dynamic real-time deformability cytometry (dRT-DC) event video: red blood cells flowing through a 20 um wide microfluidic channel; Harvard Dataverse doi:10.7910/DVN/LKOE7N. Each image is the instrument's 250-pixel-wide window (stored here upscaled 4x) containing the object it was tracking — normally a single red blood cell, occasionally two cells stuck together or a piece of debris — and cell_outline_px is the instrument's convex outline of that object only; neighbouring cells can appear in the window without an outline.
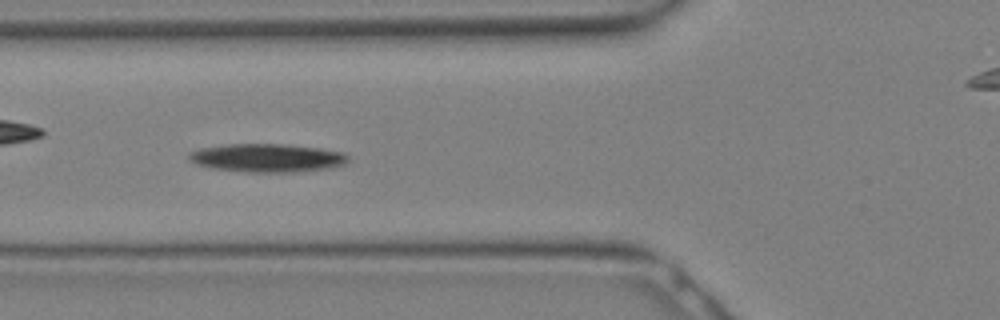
{"species": "Egyptian fruit bat (a non-hibernating species)", "species_latin": "Rousettus aegyptiacus", "temperature_condition": "warm", "stored_images_in_passage": 19, "camera_frame_rate_fps": 3000, "um_per_image_px": 0.085, "animal": {"sex": "female"}, "frame": {"image": 1, "passage_image": 10, "time_ms": 3.0, "image_size_px": [1000, 320], "cell_outline_px": [[348, 160], [344, 164], [328, 168], [300, 172], [244, 172], [212, 168], [196, 164], [188, 160], [188, 152], [200, 148], [228, 144], [288, 144], [320, 148], [344, 152], [348, 156]], "centroid_in_image_um": [22.69, 13.42], "position_along_channel_um": 103.1, "area_um2": 26.53}}
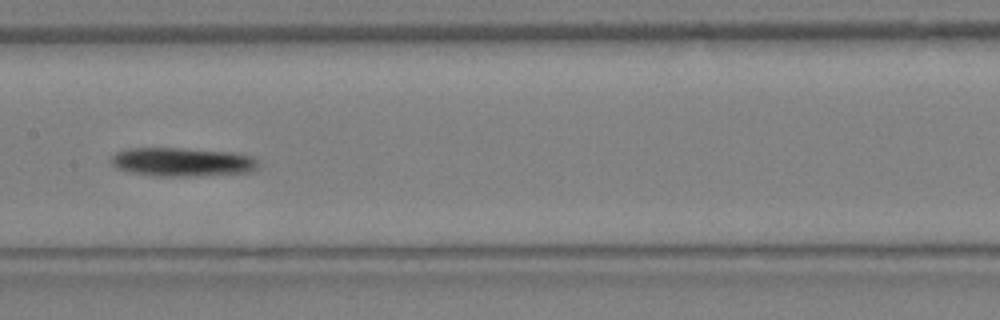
{"frame": {"image": 2, "passage_image": 14, "time_ms": 4.333, "image_size_px": [1000, 320], "cell_outline_px": [[260, 164], [252, 172], [200, 176], [156, 176], [132, 172], [116, 168], [108, 160], [116, 152], [128, 148], [184, 148], [240, 152], [256, 156]], "centroid_in_image_um": [15.57, 13.76], "position_along_channel_um": 191.8, "area_um2": 25.32}}
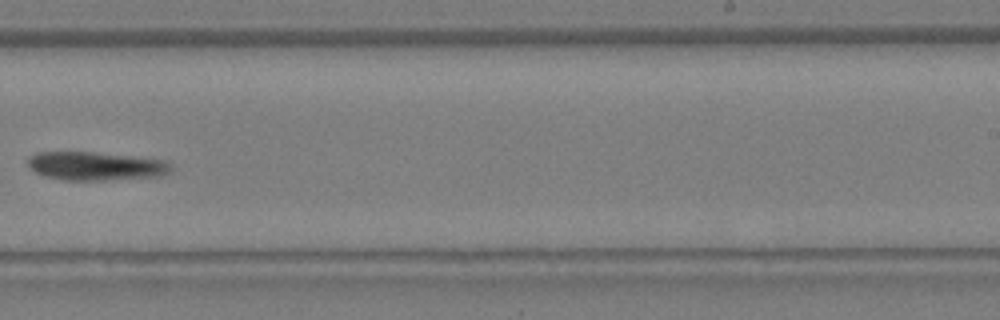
{"frame": {"image": 3, "passage_image": 18, "time_ms": 5.667, "image_size_px": [1000, 320], "cell_outline_px": [[172, 168], [168, 172], [160, 176], [104, 180], [64, 180], [44, 176], [28, 168], [28, 156], [36, 152], [96, 152], [168, 160], [172, 164]], "centroid_in_image_um": [8.13, 14.1], "position_along_channel_um": 280.9, "area_um2": 23.99}}